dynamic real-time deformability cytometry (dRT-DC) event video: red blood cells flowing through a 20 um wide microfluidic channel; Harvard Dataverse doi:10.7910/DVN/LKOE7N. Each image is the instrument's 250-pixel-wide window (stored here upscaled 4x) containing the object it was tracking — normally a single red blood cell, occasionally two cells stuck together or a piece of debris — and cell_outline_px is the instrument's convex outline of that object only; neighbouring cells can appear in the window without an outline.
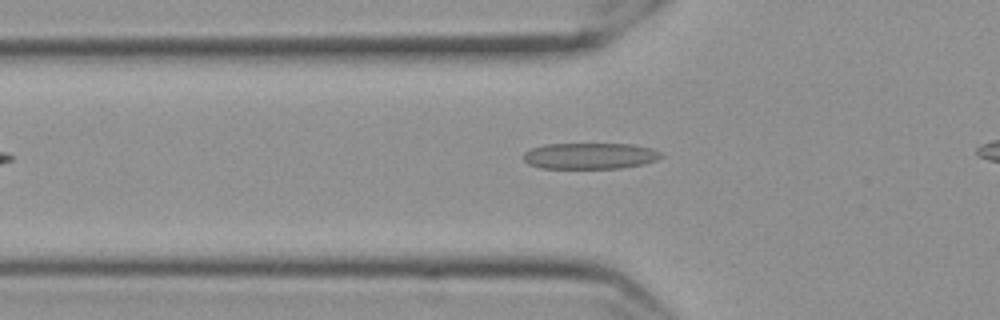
{"species": "Egyptian fruit bat (a non-hibernating species)", "species_latin": "Rousettus aegyptiacus", "temperature_condition": "cold", "stored_images_in_passage": 33, "camera_frame_rate_fps": 3000, "um_per_image_px": 0.085, "frame": {"image": 1, "passage_image": 2, "time_ms": 0.333, "image_size_px": [1000, 320], "cell_outline_px": [[664, 156], [656, 160], [644, 164], [620, 168], [540, 168], [528, 164], [524, 160], [524, 152], [532, 148], [544, 144], [632, 144], [648, 148], [660, 152]], "centroid_in_image_um": [50.13, 13.25], "position_along_channel_um": 75.7, "area_um2": 20.92}}
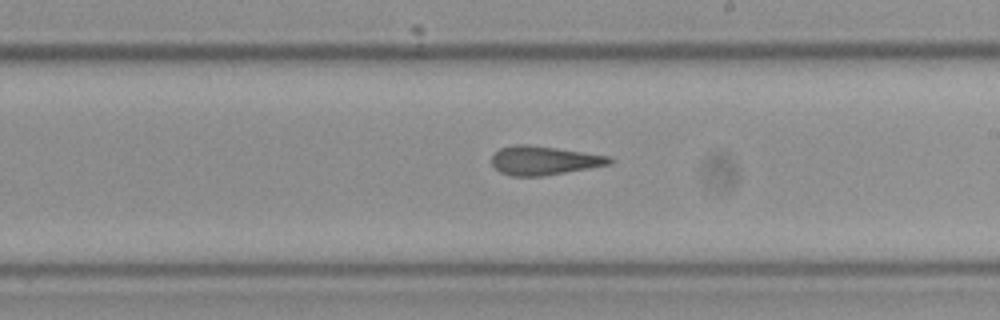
{"frame": {"image": 2, "passage_image": 16, "time_ms": 5.0, "image_size_px": [1000, 320], "cell_outline_px": [[612, 160], [608, 164], [588, 168], [540, 176], [512, 176], [500, 172], [492, 164], [492, 156], [500, 148], [516, 144], [528, 144], [612, 156]], "centroid_in_image_um": [46.21, 13.63], "position_along_channel_um": 242.8, "area_um2": 19.54}}
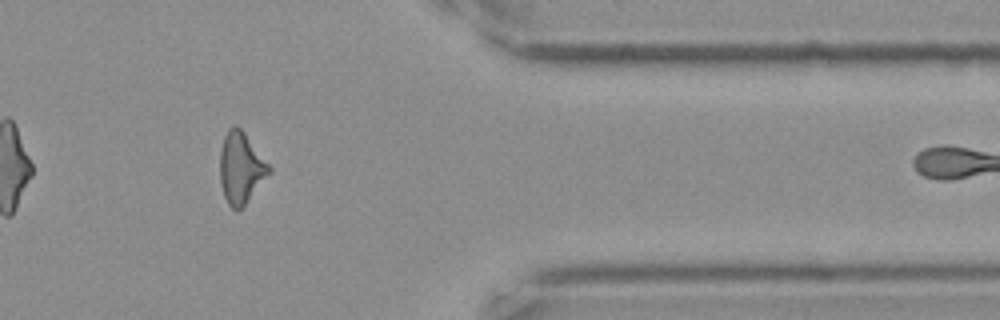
{"frame": {"image": 3, "passage_image": 30, "time_ms": 9.667, "image_size_px": [1000, 320], "cell_outline_px": [[272, 172], [244, 204], [236, 212], [228, 204], [224, 196], [220, 180], [220, 152], [224, 136], [228, 128], [232, 124], [236, 124], [244, 132], [272, 168]], "centroid_in_image_um": [20.47, 14.25], "position_along_channel_um": 390.9, "area_um2": 20.35}, "authors_computed_cell_mechanics": {"area_um2": 19.941, "velocity_mm_per_s": 3.5606, "shape_relaxation_time_tau1_ms": null, "shape_relaxation_time_tau2_ms": 2.7452, "deformation_change_tau1": null, "deformation_change_tau2": 0.143}}